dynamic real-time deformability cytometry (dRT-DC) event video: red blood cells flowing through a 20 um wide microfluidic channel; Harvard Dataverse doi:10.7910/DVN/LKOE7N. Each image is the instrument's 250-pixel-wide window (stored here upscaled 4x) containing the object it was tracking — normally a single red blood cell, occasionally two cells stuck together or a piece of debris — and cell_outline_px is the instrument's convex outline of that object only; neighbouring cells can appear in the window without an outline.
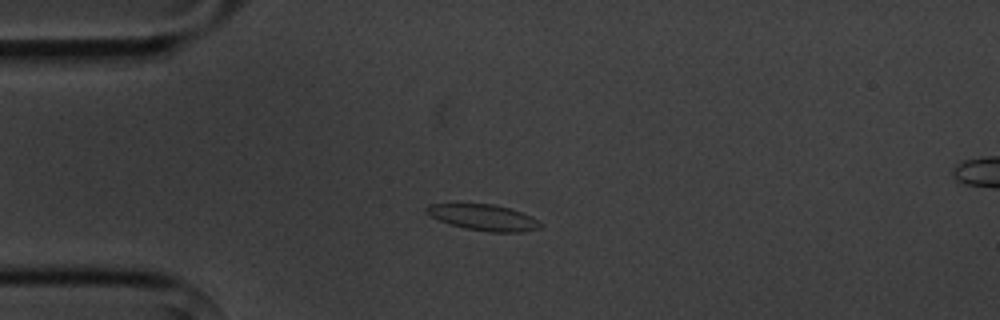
{"species": "common noctule bat (a hibernating species)", "species_latin": "Nyctalus noctula", "temperature_condition": "cold", "stored_images_in_passage": 9, "camera_frame_rate_fps": 3000, "um_per_image_px": 0.085, "animal": {"sex": "male", "body_mass_g": 20.1, "forearm_length_mm": 53.5}, "frame": {"image": 1, "passage_image": 3, "time_ms": 2.333, "image_size_px": [1000, 320], "cell_outline_px": [[544, 224], [540, 228], [524, 232], [488, 232], [464, 228], [440, 220], [424, 212], [424, 208], [428, 204], [492, 204], [508, 208], [532, 216]], "centroid_in_image_um": [41.13, 18.49], "position_along_channel_um": 43.9, "area_um2": 17.22}}
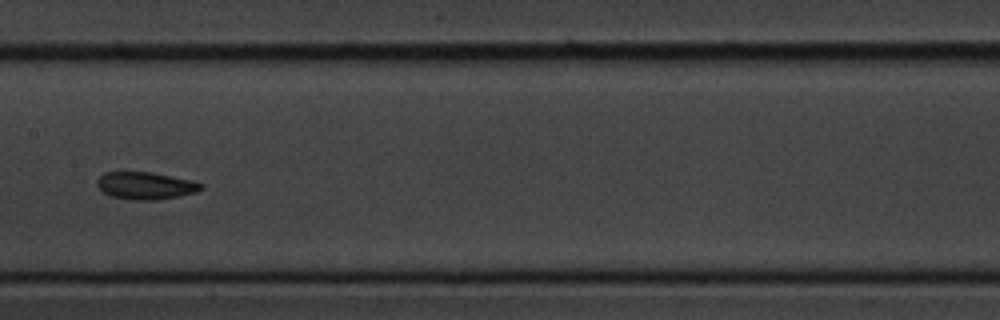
{"frame": {"image": 2, "passage_image": 7, "time_ms": 7.0, "image_size_px": [1000, 320], "cell_outline_px": [[204, 188], [196, 192], [160, 200], [132, 200], [112, 196], [104, 192], [96, 184], [96, 180], [104, 172], [152, 172], [192, 180], [204, 184]], "centroid_in_image_um": [12.4, 15.78], "position_along_channel_um": 195.0, "area_um2": 16.65}}
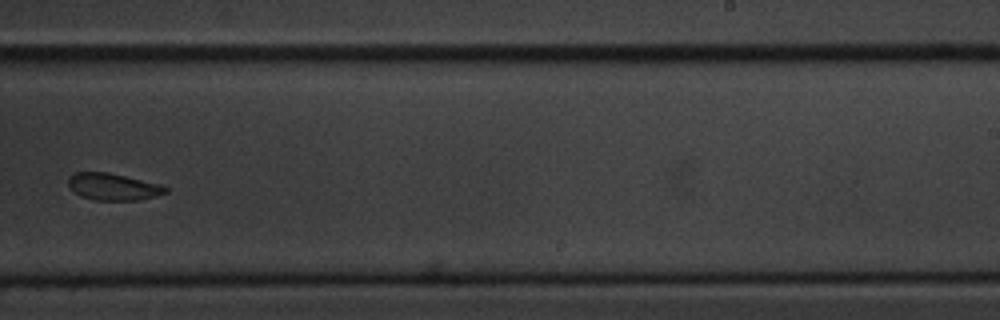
{"frame": {"image": 3, "passage_image": 9, "time_ms": 9.333, "image_size_px": [1000, 320], "cell_outline_px": [[168, 192], [136, 200], [96, 200], [80, 196], [68, 184], [68, 176], [76, 172], [108, 172], [160, 184], [168, 188]], "centroid_in_image_um": [9.59, 15.86], "position_along_channel_um": 279.4, "area_um2": 15.03}}